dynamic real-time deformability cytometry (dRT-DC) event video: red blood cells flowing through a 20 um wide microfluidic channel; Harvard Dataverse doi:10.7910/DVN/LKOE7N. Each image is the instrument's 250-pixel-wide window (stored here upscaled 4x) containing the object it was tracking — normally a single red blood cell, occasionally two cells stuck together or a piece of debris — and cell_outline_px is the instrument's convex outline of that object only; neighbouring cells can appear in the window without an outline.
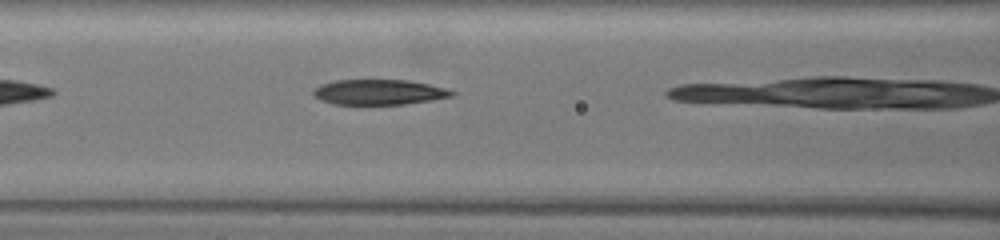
{"species": "common noctule bat (a hibernating species)", "species_latin": "Nyctalus noctula", "temperature_condition": "warm", "stored_images_in_passage": 8, "camera_frame_rate_fps": 3000, "um_per_image_px": 0.085, "animal": {"sex": "female", "body_mass_g": 19.5, "forearm_length_mm": 54.1}, "frame": {"image": 1, "passage_image": 4, "time_ms": 1.0, "image_size_px": [1000, 240], "cell_outline_px": [[456, 92], [452, 96], [432, 100], [404, 104], [332, 104], [320, 100], [312, 96], [312, 92], [320, 84], [336, 80], [408, 80], [428, 84], [444, 88]], "centroid_in_image_um": [32.17, 7.83], "position_along_channel_um": 134.4, "area_um2": 20.35}}
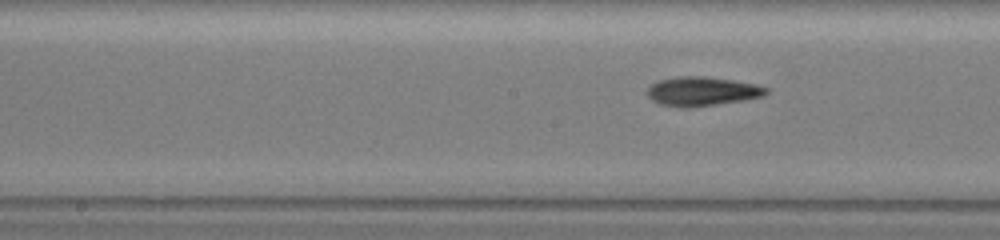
{"frame": {"image": 2, "passage_image": 6, "time_ms": 1.667, "image_size_px": [1000, 240], "cell_outline_px": [[768, 92], [764, 96], [744, 100], [692, 108], [680, 108], [660, 104], [652, 100], [648, 96], [648, 88], [652, 84], [660, 80], [680, 76], [704, 76], [732, 80], [756, 84], [768, 88]], "centroid_in_image_um": [59.69, 7.78], "position_along_channel_um": 188.5, "area_um2": 20.23}}